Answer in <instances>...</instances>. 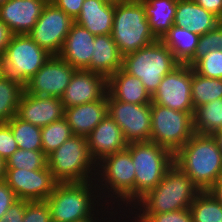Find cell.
<instances>
[{
  "label": "cell",
  "mask_w": 222,
  "mask_h": 222,
  "mask_svg": "<svg viewBox=\"0 0 222 222\" xmlns=\"http://www.w3.org/2000/svg\"><path fill=\"white\" fill-rule=\"evenodd\" d=\"M96 184L101 200L125 215L135 205V168L125 148L97 164Z\"/></svg>",
  "instance_id": "cell-1"
},
{
  "label": "cell",
  "mask_w": 222,
  "mask_h": 222,
  "mask_svg": "<svg viewBox=\"0 0 222 222\" xmlns=\"http://www.w3.org/2000/svg\"><path fill=\"white\" fill-rule=\"evenodd\" d=\"M174 164L201 191H207L222 175V153L212 135L194 133L174 154Z\"/></svg>",
  "instance_id": "cell-2"
},
{
  "label": "cell",
  "mask_w": 222,
  "mask_h": 222,
  "mask_svg": "<svg viewBox=\"0 0 222 222\" xmlns=\"http://www.w3.org/2000/svg\"><path fill=\"white\" fill-rule=\"evenodd\" d=\"M201 189L176 164L127 213H167L188 209Z\"/></svg>",
  "instance_id": "cell-3"
},
{
  "label": "cell",
  "mask_w": 222,
  "mask_h": 222,
  "mask_svg": "<svg viewBox=\"0 0 222 222\" xmlns=\"http://www.w3.org/2000/svg\"><path fill=\"white\" fill-rule=\"evenodd\" d=\"M46 202L52 222H73L85 218L103 203L95 180L58 182Z\"/></svg>",
  "instance_id": "cell-4"
},
{
  "label": "cell",
  "mask_w": 222,
  "mask_h": 222,
  "mask_svg": "<svg viewBox=\"0 0 222 222\" xmlns=\"http://www.w3.org/2000/svg\"><path fill=\"white\" fill-rule=\"evenodd\" d=\"M47 166L58 182H85L96 179L87 137L73 135L47 156Z\"/></svg>",
  "instance_id": "cell-5"
},
{
  "label": "cell",
  "mask_w": 222,
  "mask_h": 222,
  "mask_svg": "<svg viewBox=\"0 0 222 222\" xmlns=\"http://www.w3.org/2000/svg\"><path fill=\"white\" fill-rule=\"evenodd\" d=\"M111 35L122 56L136 52L157 40L150 30L139 0H126L115 4Z\"/></svg>",
  "instance_id": "cell-6"
},
{
  "label": "cell",
  "mask_w": 222,
  "mask_h": 222,
  "mask_svg": "<svg viewBox=\"0 0 222 222\" xmlns=\"http://www.w3.org/2000/svg\"><path fill=\"white\" fill-rule=\"evenodd\" d=\"M179 64L172 51L157 39L148 46L123 56L122 69L139 78L152 96L163 77Z\"/></svg>",
  "instance_id": "cell-7"
},
{
  "label": "cell",
  "mask_w": 222,
  "mask_h": 222,
  "mask_svg": "<svg viewBox=\"0 0 222 222\" xmlns=\"http://www.w3.org/2000/svg\"><path fill=\"white\" fill-rule=\"evenodd\" d=\"M135 168V204L163 179L174 154L152 141L128 143Z\"/></svg>",
  "instance_id": "cell-8"
},
{
  "label": "cell",
  "mask_w": 222,
  "mask_h": 222,
  "mask_svg": "<svg viewBox=\"0 0 222 222\" xmlns=\"http://www.w3.org/2000/svg\"><path fill=\"white\" fill-rule=\"evenodd\" d=\"M193 113L152 102L150 141L175 154L194 134Z\"/></svg>",
  "instance_id": "cell-9"
},
{
  "label": "cell",
  "mask_w": 222,
  "mask_h": 222,
  "mask_svg": "<svg viewBox=\"0 0 222 222\" xmlns=\"http://www.w3.org/2000/svg\"><path fill=\"white\" fill-rule=\"evenodd\" d=\"M51 56L28 34L13 35L2 56L4 75L25 85Z\"/></svg>",
  "instance_id": "cell-10"
},
{
  "label": "cell",
  "mask_w": 222,
  "mask_h": 222,
  "mask_svg": "<svg viewBox=\"0 0 222 222\" xmlns=\"http://www.w3.org/2000/svg\"><path fill=\"white\" fill-rule=\"evenodd\" d=\"M107 104L108 115L120 126L128 143L150 141L151 103L121 102L107 93Z\"/></svg>",
  "instance_id": "cell-11"
},
{
  "label": "cell",
  "mask_w": 222,
  "mask_h": 222,
  "mask_svg": "<svg viewBox=\"0 0 222 222\" xmlns=\"http://www.w3.org/2000/svg\"><path fill=\"white\" fill-rule=\"evenodd\" d=\"M74 23L72 17L49 1L28 35L51 55H58Z\"/></svg>",
  "instance_id": "cell-12"
},
{
  "label": "cell",
  "mask_w": 222,
  "mask_h": 222,
  "mask_svg": "<svg viewBox=\"0 0 222 222\" xmlns=\"http://www.w3.org/2000/svg\"><path fill=\"white\" fill-rule=\"evenodd\" d=\"M192 66L179 64L165 75L152 102L177 111L194 112L191 98Z\"/></svg>",
  "instance_id": "cell-13"
},
{
  "label": "cell",
  "mask_w": 222,
  "mask_h": 222,
  "mask_svg": "<svg viewBox=\"0 0 222 222\" xmlns=\"http://www.w3.org/2000/svg\"><path fill=\"white\" fill-rule=\"evenodd\" d=\"M5 182L18 199L27 201L46 200L58 184L48 166L32 171L7 168Z\"/></svg>",
  "instance_id": "cell-14"
},
{
  "label": "cell",
  "mask_w": 222,
  "mask_h": 222,
  "mask_svg": "<svg viewBox=\"0 0 222 222\" xmlns=\"http://www.w3.org/2000/svg\"><path fill=\"white\" fill-rule=\"evenodd\" d=\"M75 71L58 55H52L25 84V90L32 95L61 98Z\"/></svg>",
  "instance_id": "cell-15"
},
{
  "label": "cell",
  "mask_w": 222,
  "mask_h": 222,
  "mask_svg": "<svg viewBox=\"0 0 222 222\" xmlns=\"http://www.w3.org/2000/svg\"><path fill=\"white\" fill-rule=\"evenodd\" d=\"M107 93V78L99 73L76 70L61 96L65 108L99 100Z\"/></svg>",
  "instance_id": "cell-16"
},
{
  "label": "cell",
  "mask_w": 222,
  "mask_h": 222,
  "mask_svg": "<svg viewBox=\"0 0 222 222\" xmlns=\"http://www.w3.org/2000/svg\"><path fill=\"white\" fill-rule=\"evenodd\" d=\"M49 0H7L0 5V20L13 35L28 34Z\"/></svg>",
  "instance_id": "cell-17"
},
{
  "label": "cell",
  "mask_w": 222,
  "mask_h": 222,
  "mask_svg": "<svg viewBox=\"0 0 222 222\" xmlns=\"http://www.w3.org/2000/svg\"><path fill=\"white\" fill-rule=\"evenodd\" d=\"M64 114L65 107L60 98L32 95L25 90L16 115L32 125L44 127L64 118Z\"/></svg>",
  "instance_id": "cell-18"
},
{
  "label": "cell",
  "mask_w": 222,
  "mask_h": 222,
  "mask_svg": "<svg viewBox=\"0 0 222 222\" xmlns=\"http://www.w3.org/2000/svg\"><path fill=\"white\" fill-rule=\"evenodd\" d=\"M88 148L96 165L105 157L128 146L120 126L107 115L87 136Z\"/></svg>",
  "instance_id": "cell-19"
},
{
  "label": "cell",
  "mask_w": 222,
  "mask_h": 222,
  "mask_svg": "<svg viewBox=\"0 0 222 222\" xmlns=\"http://www.w3.org/2000/svg\"><path fill=\"white\" fill-rule=\"evenodd\" d=\"M95 35L74 23L58 56L76 70H86L91 62Z\"/></svg>",
  "instance_id": "cell-20"
},
{
  "label": "cell",
  "mask_w": 222,
  "mask_h": 222,
  "mask_svg": "<svg viewBox=\"0 0 222 222\" xmlns=\"http://www.w3.org/2000/svg\"><path fill=\"white\" fill-rule=\"evenodd\" d=\"M108 115L107 93L97 101L65 108L64 118L73 135L87 137Z\"/></svg>",
  "instance_id": "cell-21"
},
{
  "label": "cell",
  "mask_w": 222,
  "mask_h": 222,
  "mask_svg": "<svg viewBox=\"0 0 222 222\" xmlns=\"http://www.w3.org/2000/svg\"><path fill=\"white\" fill-rule=\"evenodd\" d=\"M114 11L115 4L105 0H84L74 21L93 35H111Z\"/></svg>",
  "instance_id": "cell-22"
},
{
  "label": "cell",
  "mask_w": 222,
  "mask_h": 222,
  "mask_svg": "<svg viewBox=\"0 0 222 222\" xmlns=\"http://www.w3.org/2000/svg\"><path fill=\"white\" fill-rule=\"evenodd\" d=\"M222 21L193 0H178L174 25L188 29L199 36L214 29Z\"/></svg>",
  "instance_id": "cell-23"
},
{
  "label": "cell",
  "mask_w": 222,
  "mask_h": 222,
  "mask_svg": "<svg viewBox=\"0 0 222 222\" xmlns=\"http://www.w3.org/2000/svg\"><path fill=\"white\" fill-rule=\"evenodd\" d=\"M107 93L121 102L132 104L152 103V96L142 81L122 68L107 78Z\"/></svg>",
  "instance_id": "cell-24"
},
{
  "label": "cell",
  "mask_w": 222,
  "mask_h": 222,
  "mask_svg": "<svg viewBox=\"0 0 222 222\" xmlns=\"http://www.w3.org/2000/svg\"><path fill=\"white\" fill-rule=\"evenodd\" d=\"M122 60L112 35H95L91 62L86 70L108 78L122 68Z\"/></svg>",
  "instance_id": "cell-25"
},
{
  "label": "cell",
  "mask_w": 222,
  "mask_h": 222,
  "mask_svg": "<svg viewBox=\"0 0 222 222\" xmlns=\"http://www.w3.org/2000/svg\"><path fill=\"white\" fill-rule=\"evenodd\" d=\"M145 11L149 27L156 39L161 40L174 25L178 0H139Z\"/></svg>",
  "instance_id": "cell-26"
},
{
  "label": "cell",
  "mask_w": 222,
  "mask_h": 222,
  "mask_svg": "<svg viewBox=\"0 0 222 222\" xmlns=\"http://www.w3.org/2000/svg\"><path fill=\"white\" fill-rule=\"evenodd\" d=\"M199 38V35L188 29L173 25L161 41L172 51L180 64H190L195 59Z\"/></svg>",
  "instance_id": "cell-27"
},
{
  "label": "cell",
  "mask_w": 222,
  "mask_h": 222,
  "mask_svg": "<svg viewBox=\"0 0 222 222\" xmlns=\"http://www.w3.org/2000/svg\"><path fill=\"white\" fill-rule=\"evenodd\" d=\"M192 117L194 133L213 135L222 129V98L195 108Z\"/></svg>",
  "instance_id": "cell-28"
},
{
  "label": "cell",
  "mask_w": 222,
  "mask_h": 222,
  "mask_svg": "<svg viewBox=\"0 0 222 222\" xmlns=\"http://www.w3.org/2000/svg\"><path fill=\"white\" fill-rule=\"evenodd\" d=\"M25 85L6 75L0 78V123H8L16 114Z\"/></svg>",
  "instance_id": "cell-29"
},
{
  "label": "cell",
  "mask_w": 222,
  "mask_h": 222,
  "mask_svg": "<svg viewBox=\"0 0 222 222\" xmlns=\"http://www.w3.org/2000/svg\"><path fill=\"white\" fill-rule=\"evenodd\" d=\"M191 98L194 109L222 98V79L201 76L192 67Z\"/></svg>",
  "instance_id": "cell-30"
},
{
  "label": "cell",
  "mask_w": 222,
  "mask_h": 222,
  "mask_svg": "<svg viewBox=\"0 0 222 222\" xmlns=\"http://www.w3.org/2000/svg\"><path fill=\"white\" fill-rule=\"evenodd\" d=\"M6 124L11 128L19 149L42 150L41 127L32 125L17 115Z\"/></svg>",
  "instance_id": "cell-31"
},
{
  "label": "cell",
  "mask_w": 222,
  "mask_h": 222,
  "mask_svg": "<svg viewBox=\"0 0 222 222\" xmlns=\"http://www.w3.org/2000/svg\"><path fill=\"white\" fill-rule=\"evenodd\" d=\"M189 209L193 222H222V205L209 191H201Z\"/></svg>",
  "instance_id": "cell-32"
},
{
  "label": "cell",
  "mask_w": 222,
  "mask_h": 222,
  "mask_svg": "<svg viewBox=\"0 0 222 222\" xmlns=\"http://www.w3.org/2000/svg\"><path fill=\"white\" fill-rule=\"evenodd\" d=\"M71 136L73 133L65 118L41 127L42 151L48 156Z\"/></svg>",
  "instance_id": "cell-33"
},
{
  "label": "cell",
  "mask_w": 222,
  "mask_h": 222,
  "mask_svg": "<svg viewBox=\"0 0 222 222\" xmlns=\"http://www.w3.org/2000/svg\"><path fill=\"white\" fill-rule=\"evenodd\" d=\"M47 166V156L42 150L17 149L8 159L7 168L39 170Z\"/></svg>",
  "instance_id": "cell-34"
},
{
  "label": "cell",
  "mask_w": 222,
  "mask_h": 222,
  "mask_svg": "<svg viewBox=\"0 0 222 222\" xmlns=\"http://www.w3.org/2000/svg\"><path fill=\"white\" fill-rule=\"evenodd\" d=\"M124 222H193L190 209L167 213H126Z\"/></svg>",
  "instance_id": "cell-35"
},
{
  "label": "cell",
  "mask_w": 222,
  "mask_h": 222,
  "mask_svg": "<svg viewBox=\"0 0 222 222\" xmlns=\"http://www.w3.org/2000/svg\"><path fill=\"white\" fill-rule=\"evenodd\" d=\"M192 67L201 76L222 79V51L214 50L208 52Z\"/></svg>",
  "instance_id": "cell-36"
},
{
  "label": "cell",
  "mask_w": 222,
  "mask_h": 222,
  "mask_svg": "<svg viewBox=\"0 0 222 222\" xmlns=\"http://www.w3.org/2000/svg\"><path fill=\"white\" fill-rule=\"evenodd\" d=\"M214 50L222 51V22L214 29L200 36L195 51V59L189 65L193 66L200 58Z\"/></svg>",
  "instance_id": "cell-37"
},
{
  "label": "cell",
  "mask_w": 222,
  "mask_h": 222,
  "mask_svg": "<svg viewBox=\"0 0 222 222\" xmlns=\"http://www.w3.org/2000/svg\"><path fill=\"white\" fill-rule=\"evenodd\" d=\"M73 222H124V215L116 207L102 203L90 216Z\"/></svg>",
  "instance_id": "cell-38"
},
{
  "label": "cell",
  "mask_w": 222,
  "mask_h": 222,
  "mask_svg": "<svg viewBox=\"0 0 222 222\" xmlns=\"http://www.w3.org/2000/svg\"><path fill=\"white\" fill-rule=\"evenodd\" d=\"M23 222H52L50 207L46 200L28 201L25 207Z\"/></svg>",
  "instance_id": "cell-39"
},
{
  "label": "cell",
  "mask_w": 222,
  "mask_h": 222,
  "mask_svg": "<svg viewBox=\"0 0 222 222\" xmlns=\"http://www.w3.org/2000/svg\"><path fill=\"white\" fill-rule=\"evenodd\" d=\"M18 149L11 128L0 123V155L6 160Z\"/></svg>",
  "instance_id": "cell-40"
},
{
  "label": "cell",
  "mask_w": 222,
  "mask_h": 222,
  "mask_svg": "<svg viewBox=\"0 0 222 222\" xmlns=\"http://www.w3.org/2000/svg\"><path fill=\"white\" fill-rule=\"evenodd\" d=\"M27 200L18 199L0 218V222H23Z\"/></svg>",
  "instance_id": "cell-41"
},
{
  "label": "cell",
  "mask_w": 222,
  "mask_h": 222,
  "mask_svg": "<svg viewBox=\"0 0 222 222\" xmlns=\"http://www.w3.org/2000/svg\"><path fill=\"white\" fill-rule=\"evenodd\" d=\"M50 2L75 20L81 12L84 0H51Z\"/></svg>",
  "instance_id": "cell-42"
},
{
  "label": "cell",
  "mask_w": 222,
  "mask_h": 222,
  "mask_svg": "<svg viewBox=\"0 0 222 222\" xmlns=\"http://www.w3.org/2000/svg\"><path fill=\"white\" fill-rule=\"evenodd\" d=\"M18 198L5 181L0 182V218Z\"/></svg>",
  "instance_id": "cell-43"
},
{
  "label": "cell",
  "mask_w": 222,
  "mask_h": 222,
  "mask_svg": "<svg viewBox=\"0 0 222 222\" xmlns=\"http://www.w3.org/2000/svg\"><path fill=\"white\" fill-rule=\"evenodd\" d=\"M206 11L213 13L222 21V0H193Z\"/></svg>",
  "instance_id": "cell-44"
},
{
  "label": "cell",
  "mask_w": 222,
  "mask_h": 222,
  "mask_svg": "<svg viewBox=\"0 0 222 222\" xmlns=\"http://www.w3.org/2000/svg\"><path fill=\"white\" fill-rule=\"evenodd\" d=\"M12 36L13 34L9 27L0 20V58L4 55Z\"/></svg>",
  "instance_id": "cell-45"
},
{
  "label": "cell",
  "mask_w": 222,
  "mask_h": 222,
  "mask_svg": "<svg viewBox=\"0 0 222 222\" xmlns=\"http://www.w3.org/2000/svg\"><path fill=\"white\" fill-rule=\"evenodd\" d=\"M207 191H209L222 205V175Z\"/></svg>",
  "instance_id": "cell-46"
},
{
  "label": "cell",
  "mask_w": 222,
  "mask_h": 222,
  "mask_svg": "<svg viewBox=\"0 0 222 222\" xmlns=\"http://www.w3.org/2000/svg\"><path fill=\"white\" fill-rule=\"evenodd\" d=\"M6 171V160L0 155V182L5 181Z\"/></svg>",
  "instance_id": "cell-47"
},
{
  "label": "cell",
  "mask_w": 222,
  "mask_h": 222,
  "mask_svg": "<svg viewBox=\"0 0 222 222\" xmlns=\"http://www.w3.org/2000/svg\"><path fill=\"white\" fill-rule=\"evenodd\" d=\"M212 136L215 138L218 147L220 148V151L222 153V129L216 131Z\"/></svg>",
  "instance_id": "cell-48"
},
{
  "label": "cell",
  "mask_w": 222,
  "mask_h": 222,
  "mask_svg": "<svg viewBox=\"0 0 222 222\" xmlns=\"http://www.w3.org/2000/svg\"><path fill=\"white\" fill-rule=\"evenodd\" d=\"M4 75L3 61L0 58V78Z\"/></svg>",
  "instance_id": "cell-49"
},
{
  "label": "cell",
  "mask_w": 222,
  "mask_h": 222,
  "mask_svg": "<svg viewBox=\"0 0 222 222\" xmlns=\"http://www.w3.org/2000/svg\"><path fill=\"white\" fill-rule=\"evenodd\" d=\"M105 1L113 3V4H117L119 2H123V1H126V0H105Z\"/></svg>",
  "instance_id": "cell-50"
},
{
  "label": "cell",
  "mask_w": 222,
  "mask_h": 222,
  "mask_svg": "<svg viewBox=\"0 0 222 222\" xmlns=\"http://www.w3.org/2000/svg\"><path fill=\"white\" fill-rule=\"evenodd\" d=\"M7 0H0V5L6 2Z\"/></svg>",
  "instance_id": "cell-51"
}]
</instances>
